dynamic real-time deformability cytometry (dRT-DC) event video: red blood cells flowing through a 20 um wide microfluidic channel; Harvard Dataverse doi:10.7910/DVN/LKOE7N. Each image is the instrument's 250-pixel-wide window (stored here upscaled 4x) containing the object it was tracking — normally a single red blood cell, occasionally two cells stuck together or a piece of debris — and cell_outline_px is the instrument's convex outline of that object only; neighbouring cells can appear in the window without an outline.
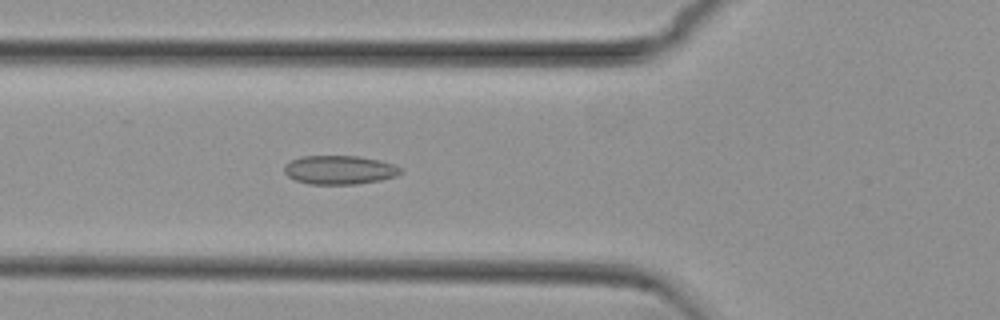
{"species": "common noctule bat (a hibernating species)", "species_latin": "Nyctalus noctula", "temperature_condition": "cold", "stored_images_in_passage": 7, "camera_frame_rate_fps": 3000, "um_per_image_px": 0.085, "animal": {"sex": "female", "body_mass_g": 29.2, "forearm_length_mm": 56.3}, "frame": {"image": 1, "passage_image": 4, "time_ms": 1.0, "image_size_px": [1000, 320], "cell_outline_px": [[404, 172], [396, 176], [380, 180], [356, 184], [308, 184], [296, 180], [288, 176], [284, 172], [284, 164], [300, 156], [356, 156], [380, 160], [404, 168]], "centroid_in_image_um": [28.87, 14.44], "position_along_channel_um": 96.9, "area_um2": 19.65}}
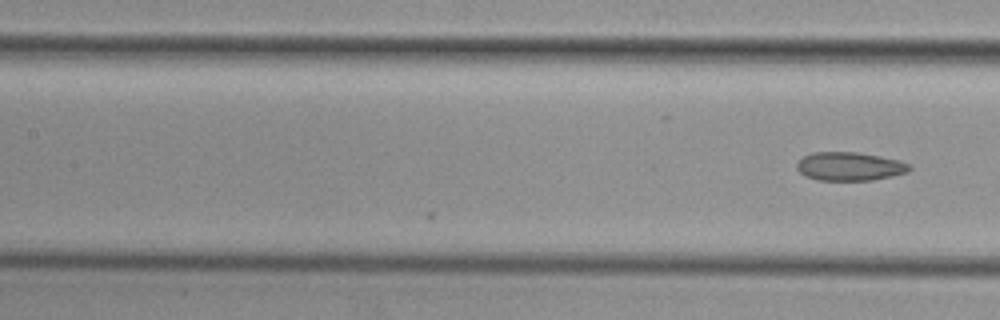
{"frame": {"image": 2, "passage_image": 7, "time_ms": 2.0, "image_size_px": [1000, 320], "cell_outline_px": [[912, 168], [908, 172], [892, 176], [872, 180], [816, 180], [804, 176], [796, 168], [796, 164], [804, 156], [812, 152], [856, 152], [880, 156], [900, 160], [912, 164]], "centroid_in_image_um": [72.24, 14.14], "position_along_channel_um": 135.2, "area_um2": 18.9}}